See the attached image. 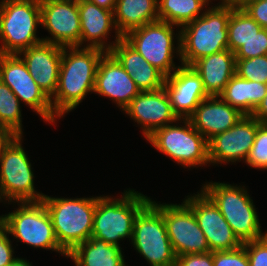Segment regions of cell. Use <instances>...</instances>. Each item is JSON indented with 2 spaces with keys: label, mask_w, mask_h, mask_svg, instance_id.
Wrapping results in <instances>:
<instances>
[{
  "label": "cell",
  "mask_w": 267,
  "mask_h": 266,
  "mask_svg": "<svg viewBox=\"0 0 267 266\" xmlns=\"http://www.w3.org/2000/svg\"><path fill=\"white\" fill-rule=\"evenodd\" d=\"M104 53L97 48L63 47L58 86L50 99L59 118L77 108L88 93H94L96 71Z\"/></svg>",
  "instance_id": "cell-1"
},
{
  "label": "cell",
  "mask_w": 267,
  "mask_h": 266,
  "mask_svg": "<svg viewBox=\"0 0 267 266\" xmlns=\"http://www.w3.org/2000/svg\"><path fill=\"white\" fill-rule=\"evenodd\" d=\"M215 5V6H214ZM202 16L180 29L181 64L191 66L197 60L228 49V21L234 6L217 3Z\"/></svg>",
  "instance_id": "cell-2"
},
{
  "label": "cell",
  "mask_w": 267,
  "mask_h": 266,
  "mask_svg": "<svg viewBox=\"0 0 267 266\" xmlns=\"http://www.w3.org/2000/svg\"><path fill=\"white\" fill-rule=\"evenodd\" d=\"M150 201V197L130 188L121 198L97 196L91 236L118 247L121 240L132 241L135 218Z\"/></svg>",
  "instance_id": "cell-3"
},
{
  "label": "cell",
  "mask_w": 267,
  "mask_h": 266,
  "mask_svg": "<svg viewBox=\"0 0 267 266\" xmlns=\"http://www.w3.org/2000/svg\"><path fill=\"white\" fill-rule=\"evenodd\" d=\"M42 202L51 217L57 242L67 254L91 237L97 196L58 198L45 195Z\"/></svg>",
  "instance_id": "cell-4"
},
{
  "label": "cell",
  "mask_w": 267,
  "mask_h": 266,
  "mask_svg": "<svg viewBox=\"0 0 267 266\" xmlns=\"http://www.w3.org/2000/svg\"><path fill=\"white\" fill-rule=\"evenodd\" d=\"M202 189L217 205L221 214L242 242L258 240L267 235L262 232L260 219L245 185L205 182Z\"/></svg>",
  "instance_id": "cell-5"
},
{
  "label": "cell",
  "mask_w": 267,
  "mask_h": 266,
  "mask_svg": "<svg viewBox=\"0 0 267 266\" xmlns=\"http://www.w3.org/2000/svg\"><path fill=\"white\" fill-rule=\"evenodd\" d=\"M40 0L0 1V54H18L39 44Z\"/></svg>",
  "instance_id": "cell-6"
},
{
  "label": "cell",
  "mask_w": 267,
  "mask_h": 266,
  "mask_svg": "<svg viewBox=\"0 0 267 266\" xmlns=\"http://www.w3.org/2000/svg\"><path fill=\"white\" fill-rule=\"evenodd\" d=\"M146 140L162 154L183 165V168L209 164L208 140L193 127L189 119H179L175 124L158 128Z\"/></svg>",
  "instance_id": "cell-7"
},
{
  "label": "cell",
  "mask_w": 267,
  "mask_h": 266,
  "mask_svg": "<svg viewBox=\"0 0 267 266\" xmlns=\"http://www.w3.org/2000/svg\"><path fill=\"white\" fill-rule=\"evenodd\" d=\"M18 208L0 215V226L17 242L33 248L56 251L64 257L68 254L60 247L55 237L53 224L44 203L17 202Z\"/></svg>",
  "instance_id": "cell-8"
},
{
  "label": "cell",
  "mask_w": 267,
  "mask_h": 266,
  "mask_svg": "<svg viewBox=\"0 0 267 266\" xmlns=\"http://www.w3.org/2000/svg\"><path fill=\"white\" fill-rule=\"evenodd\" d=\"M175 27L178 26L158 20L128 32L123 39L149 64L168 77L182 65L176 66L173 61L176 55L181 62L180 30L175 34ZM176 39L178 43L175 47Z\"/></svg>",
  "instance_id": "cell-9"
},
{
  "label": "cell",
  "mask_w": 267,
  "mask_h": 266,
  "mask_svg": "<svg viewBox=\"0 0 267 266\" xmlns=\"http://www.w3.org/2000/svg\"><path fill=\"white\" fill-rule=\"evenodd\" d=\"M22 139L23 136H15L0 155V202L2 203L15 205L17 202H40L45 196L35 189L34 170L22 146Z\"/></svg>",
  "instance_id": "cell-10"
},
{
  "label": "cell",
  "mask_w": 267,
  "mask_h": 266,
  "mask_svg": "<svg viewBox=\"0 0 267 266\" xmlns=\"http://www.w3.org/2000/svg\"><path fill=\"white\" fill-rule=\"evenodd\" d=\"M130 244L151 266H176L163 215L151 202L137 214Z\"/></svg>",
  "instance_id": "cell-11"
},
{
  "label": "cell",
  "mask_w": 267,
  "mask_h": 266,
  "mask_svg": "<svg viewBox=\"0 0 267 266\" xmlns=\"http://www.w3.org/2000/svg\"><path fill=\"white\" fill-rule=\"evenodd\" d=\"M163 215L172 249L177 256L210 252L206 237L200 229L192 209L181 204H158L150 201Z\"/></svg>",
  "instance_id": "cell-12"
},
{
  "label": "cell",
  "mask_w": 267,
  "mask_h": 266,
  "mask_svg": "<svg viewBox=\"0 0 267 266\" xmlns=\"http://www.w3.org/2000/svg\"><path fill=\"white\" fill-rule=\"evenodd\" d=\"M0 80L9 86L20 102L25 103L48 123H56L51 101L39 88L18 54H0Z\"/></svg>",
  "instance_id": "cell-13"
},
{
  "label": "cell",
  "mask_w": 267,
  "mask_h": 266,
  "mask_svg": "<svg viewBox=\"0 0 267 266\" xmlns=\"http://www.w3.org/2000/svg\"><path fill=\"white\" fill-rule=\"evenodd\" d=\"M183 201L192 209L211 252L233 250L243 245L217 205L202 189L187 195Z\"/></svg>",
  "instance_id": "cell-14"
},
{
  "label": "cell",
  "mask_w": 267,
  "mask_h": 266,
  "mask_svg": "<svg viewBox=\"0 0 267 266\" xmlns=\"http://www.w3.org/2000/svg\"><path fill=\"white\" fill-rule=\"evenodd\" d=\"M41 26L51 37L43 38L61 47H80L81 25L78 0H40Z\"/></svg>",
  "instance_id": "cell-15"
},
{
  "label": "cell",
  "mask_w": 267,
  "mask_h": 266,
  "mask_svg": "<svg viewBox=\"0 0 267 266\" xmlns=\"http://www.w3.org/2000/svg\"><path fill=\"white\" fill-rule=\"evenodd\" d=\"M261 123L252 115H244L230 129L208 141L209 164H229L246 161Z\"/></svg>",
  "instance_id": "cell-16"
},
{
  "label": "cell",
  "mask_w": 267,
  "mask_h": 266,
  "mask_svg": "<svg viewBox=\"0 0 267 266\" xmlns=\"http://www.w3.org/2000/svg\"><path fill=\"white\" fill-rule=\"evenodd\" d=\"M123 111L141 126L145 139L156 129L179 120L164 87L156 91L140 92Z\"/></svg>",
  "instance_id": "cell-17"
},
{
  "label": "cell",
  "mask_w": 267,
  "mask_h": 266,
  "mask_svg": "<svg viewBox=\"0 0 267 266\" xmlns=\"http://www.w3.org/2000/svg\"><path fill=\"white\" fill-rule=\"evenodd\" d=\"M94 93L108 97L123 111L140 90L118 60L105 52L98 63Z\"/></svg>",
  "instance_id": "cell-18"
},
{
  "label": "cell",
  "mask_w": 267,
  "mask_h": 266,
  "mask_svg": "<svg viewBox=\"0 0 267 266\" xmlns=\"http://www.w3.org/2000/svg\"><path fill=\"white\" fill-rule=\"evenodd\" d=\"M164 88L179 119H188L199 104L209 97L201 77L191 66L178 67L165 78Z\"/></svg>",
  "instance_id": "cell-19"
},
{
  "label": "cell",
  "mask_w": 267,
  "mask_h": 266,
  "mask_svg": "<svg viewBox=\"0 0 267 266\" xmlns=\"http://www.w3.org/2000/svg\"><path fill=\"white\" fill-rule=\"evenodd\" d=\"M39 88L51 99L58 86L63 47L40 42L18 53Z\"/></svg>",
  "instance_id": "cell-20"
},
{
  "label": "cell",
  "mask_w": 267,
  "mask_h": 266,
  "mask_svg": "<svg viewBox=\"0 0 267 266\" xmlns=\"http://www.w3.org/2000/svg\"><path fill=\"white\" fill-rule=\"evenodd\" d=\"M78 10L81 25L80 47L110 52L113 46L123 38L117 31L114 11L101 8L87 0H78ZM111 29L115 30V41L108 42Z\"/></svg>",
  "instance_id": "cell-21"
},
{
  "label": "cell",
  "mask_w": 267,
  "mask_h": 266,
  "mask_svg": "<svg viewBox=\"0 0 267 266\" xmlns=\"http://www.w3.org/2000/svg\"><path fill=\"white\" fill-rule=\"evenodd\" d=\"M244 116L219 96L205 98L188 118L193 127L208 141L233 127Z\"/></svg>",
  "instance_id": "cell-22"
},
{
  "label": "cell",
  "mask_w": 267,
  "mask_h": 266,
  "mask_svg": "<svg viewBox=\"0 0 267 266\" xmlns=\"http://www.w3.org/2000/svg\"><path fill=\"white\" fill-rule=\"evenodd\" d=\"M110 53L131 76L140 92L156 91L164 87L166 77L123 38L113 46Z\"/></svg>",
  "instance_id": "cell-23"
},
{
  "label": "cell",
  "mask_w": 267,
  "mask_h": 266,
  "mask_svg": "<svg viewBox=\"0 0 267 266\" xmlns=\"http://www.w3.org/2000/svg\"><path fill=\"white\" fill-rule=\"evenodd\" d=\"M191 67L201 77L207 95L219 96L235 75V54L226 49L197 60Z\"/></svg>",
  "instance_id": "cell-24"
},
{
  "label": "cell",
  "mask_w": 267,
  "mask_h": 266,
  "mask_svg": "<svg viewBox=\"0 0 267 266\" xmlns=\"http://www.w3.org/2000/svg\"><path fill=\"white\" fill-rule=\"evenodd\" d=\"M157 4L158 0H116L114 22L120 35L158 21Z\"/></svg>",
  "instance_id": "cell-25"
},
{
  "label": "cell",
  "mask_w": 267,
  "mask_h": 266,
  "mask_svg": "<svg viewBox=\"0 0 267 266\" xmlns=\"http://www.w3.org/2000/svg\"><path fill=\"white\" fill-rule=\"evenodd\" d=\"M122 248L90 237L77 245L67 256L75 266H126Z\"/></svg>",
  "instance_id": "cell-26"
},
{
  "label": "cell",
  "mask_w": 267,
  "mask_h": 266,
  "mask_svg": "<svg viewBox=\"0 0 267 266\" xmlns=\"http://www.w3.org/2000/svg\"><path fill=\"white\" fill-rule=\"evenodd\" d=\"M267 94V84L250 81L235 74L219 97L244 115H252Z\"/></svg>",
  "instance_id": "cell-27"
},
{
  "label": "cell",
  "mask_w": 267,
  "mask_h": 266,
  "mask_svg": "<svg viewBox=\"0 0 267 266\" xmlns=\"http://www.w3.org/2000/svg\"><path fill=\"white\" fill-rule=\"evenodd\" d=\"M212 1L158 0L157 5L159 20L171 23L172 25L181 28L184 25L194 21L196 18L202 16Z\"/></svg>",
  "instance_id": "cell-28"
},
{
  "label": "cell",
  "mask_w": 267,
  "mask_h": 266,
  "mask_svg": "<svg viewBox=\"0 0 267 266\" xmlns=\"http://www.w3.org/2000/svg\"><path fill=\"white\" fill-rule=\"evenodd\" d=\"M228 49L235 53L246 41L254 37L262 27L243 9L231 11L227 25Z\"/></svg>",
  "instance_id": "cell-29"
},
{
  "label": "cell",
  "mask_w": 267,
  "mask_h": 266,
  "mask_svg": "<svg viewBox=\"0 0 267 266\" xmlns=\"http://www.w3.org/2000/svg\"><path fill=\"white\" fill-rule=\"evenodd\" d=\"M21 111L18 97L0 80V126L15 136H23Z\"/></svg>",
  "instance_id": "cell-30"
},
{
  "label": "cell",
  "mask_w": 267,
  "mask_h": 266,
  "mask_svg": "<svg viewBox=\"0 0 267 266\" xmlns=\"http://www.w3.org/2000/svg\"><path fill=\"white\" fill-rule=\"evenodd\" d=\"M235 74L246 80L267 84V55L236 59Z\"/></svg>",
  "instance_id": "cell-31"
},
{
  "label": "cell",
  "mask_w": 267,
  "mask_h": 266,
  "mask_svg": "<svg viewBox=\"0 0 267 266\" xmlns=\"http://www.w3.org/2000/svg\"><path fill=\"white\" fill-rule=\"evenodd\" d=\"M245 163L255 169L267 170V125L260 124L257 127L255 140Z\"/></svg>",
  "instance_id": "cell-32"
},
{
  "label": "cell",
  "mask_w": 267,
  "mask_h": 266,
  "mask_svg": "<svg viewBox=\"0 0 267 266\" xmlns=\"http://www.w3.org/2000/svg\"><path fill=\"white\" fill-rule=\"evenodd\" d=\"M235 59H249L267 55V29L262 28L235 53Z\"/></svg>",
  "instance_id": "cell-33"
},
{
  "label": "cell",
  "mask_w": 267,
  "mask_h": 266,
  "mask_svg": "<svg viewBox=\"0 0 267 266\" xmlns=\"http://www.w3.org/2000/svg\"><path fill=\"white\" fill-rule=\"evenodd\" d=\"M213 266H250L243 245L233 250L214 251Z\"/></svg>",
  "instance_id": "cell-34"
},
{
  "label": "cell",
  "mask_w": 267,
  "mask_h": 266,
  "mask_svg": "<svg viewBox=\"0 0 267 266\" xmlns=\"http://www.w3.org/2000/svg\"><path fill=\"white\" fill-rule=\"evenodd\" d=\"M250 266H267V235L261 239L243 243Z\"/></svg>",
  "instance_id": "cell-35"
},
{
  "label": "cell",
  "mask_w": 267,
  "mask_h": 266,
  "mask_svg": "<svg viewBox=\"0 0 267 266\" xmlns=\"http://www.w3.org/2000/svg\"><path fill=\"white\" fill-rule=\"evenodd\" d=\"M262 28L267 29V0H258L242 8Z\"/></svg>",
  "instance_id": "cell-36"
},
{
  "label": "cell",
  "mask_w": 267,
  "mask_h": 266,
  "mask_svg": "<svg viewBox=\"0 0 267 266\" xmlns=\"http://www.w3.org/2000/svg\"><path fill=\"white\" fill-rule=\"evenodd\" d=\"M8 233L0 226V266H10L18 257L14 256V248Z\"/></svg>",
  "instance_id": "cell-37"
},
{
  "label": "cell",
  "mask_w": 267,
  "mask_h": 266,
  "mask_svg": "<svg viewBox=\"0 0 267 266\" xmlns=\"http://www.w3.org/2000/svg\"><path fill=\"white\" fill-rule=\"evenodd\" d=\"M176 266H213V252L176 257Z\"/></svg>",
  "instance_id": "cell-38"
},
{
  "label": "cell",
  "mask_w": 267,
  "mask_h": 266,
  "mask_svg": "<svg viewBox=\"0 0 267 266\" xmlns=\"http://www.w3.org/2000/svg\"><path fill=\"white\" fill-rule=\"evenodd\" d=\"M252 116L256 118L261 124L267 125V94L254 110Z\"/></svg>",
  "instance_id": "cell-39"
},
{
  "label": "cell",
  "mask_w": 267,
  "mask_h": 266,
  "mask_svg": "<svg viewBox=\"0 0 267 266\" xmlns=\"http://www.w3.org/2000/svg\"><path fill=\"white\" fill-rule=\"evenodd\" d=\"M15 135L7 128L0 126V155Z\"/></svg>",
  "instance_id": "cell-40"
},
{
  "label": "cell",
  "mask_w": 267,
  "mask_h": 266,
  "mask_svg": "<svg viewBox=\"0 0 267 266\" xmlns=\"http://www.w3.org/2000/svg\"><path fill=\"white\" fill-rule=\"evenodd\" d=\"M96 4L97 6L107 9V10H115L116 0H87Z\"/></svg>",
  "instance_id": "cell-41"
},
{
  "label": "cell",
  "mask_w": 267,
  "mask_h": 266,
  "mask_svg": "<svg viewBox=\"0 0 267 266\" xmlns=\"http://www.w3.org/2000/svg\"><path fill=\"white\" fill-rule=\"evenodd\" d=\"M218 3L242 9L247 4V0H220Z\"/></svg>",
  "instance_id": "cell-42"
},
{
  "label": "cell",
  "mask_w": 267,
  "mask_h": 266,
  "mask_svg": "<svg viewBox=\"0 0 267 266\" xmlns=\"http://www.w3.org/2000/svg\"><path fill=\"white\" fill-rule=\"evenodd\" d=\"M10 266H32V264L28 260L18 257Z\"/></svg>",
  "instance_id": "cell-43"
},
{
  "label": "cell",
  "mask_w": 267,
  "mask_h": 266,
  "mask_svg": "<svg viewBox=\"0 0 267 266\" xmlns=\"http://www.w3.org/2000/svg\"><path fill=\"white\" fill-rule=\"evenodd\" d=\"M254 1H258V0H247V4L252 3Z\"/></svg>",
  "instance_id": "cell-44"
}]
</instances>
